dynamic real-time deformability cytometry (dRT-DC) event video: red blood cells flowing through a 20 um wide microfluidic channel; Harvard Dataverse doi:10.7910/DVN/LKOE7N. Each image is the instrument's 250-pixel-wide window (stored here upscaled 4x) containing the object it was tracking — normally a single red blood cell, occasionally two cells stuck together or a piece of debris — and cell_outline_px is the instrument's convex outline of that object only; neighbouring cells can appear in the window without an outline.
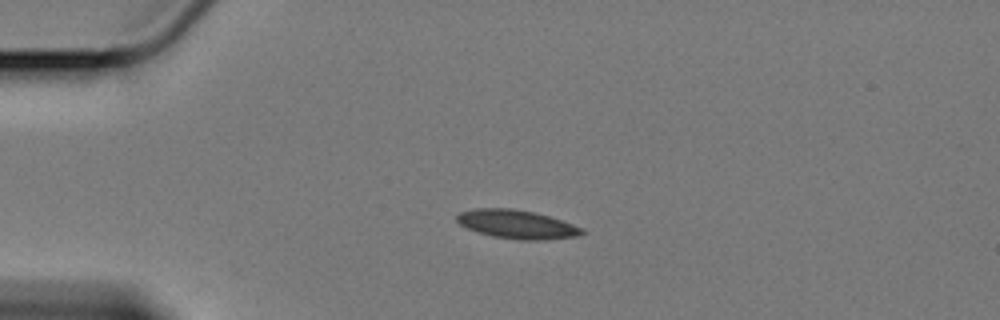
{"species": "Egyptian fruit bat (a non-hibernating species)", "species_latin": "Rousettus aegyptiacus", "temperature_condition": "cold", "stored_images_in_passage": 46, "camera_frame_rate_fps": 3000, "um_per_image_px": 0.085, "animal": {"sex": "female"}, "frame": {"image": 1, "passage_image": 1, "time_ms": 0.0, "image_size_px": [1000, 320], "cell_outline_px": [[588, 232], [576, 236], [544, 240], [520, 240], [492, 236], [468, 228], [460, 224], [456, 220], [456, 216], [460, 212], [476, 208], [512, 208], [532, 212], [548, 216], [584, 228]], "centroid_in_image_um": [43.95, 19.07], "position_along_channel_um": 41.0, "area_um2": 20.75}}
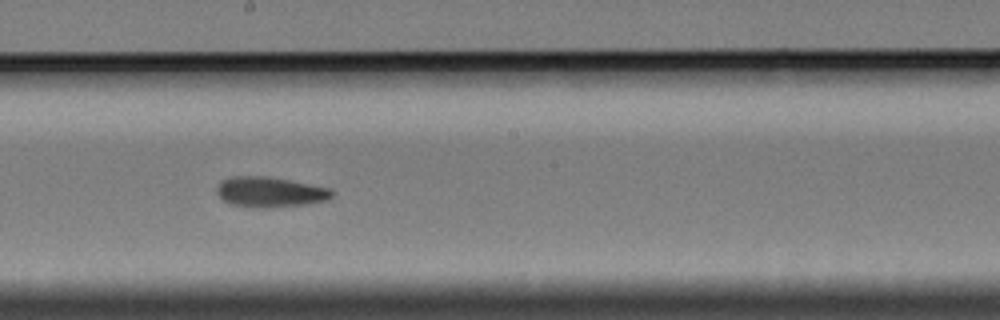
{"frame": {"image": 2, "passage_image": 20, "time_ms": 6.333, "image_size_px": [1000, 320], "cell_outline_px": [[332, 196], [328, 200], [308, 204], [272, 208], [252, 208], [228, 204], [216, 192], [216, 188], [224, 180], [232, 176], [264, 176], [288, 180], [332, 188]], "centroid_in_image_um": [22.96, 16.34], "position_along_channel_um": 225.2, "area_um2": 20.46}}
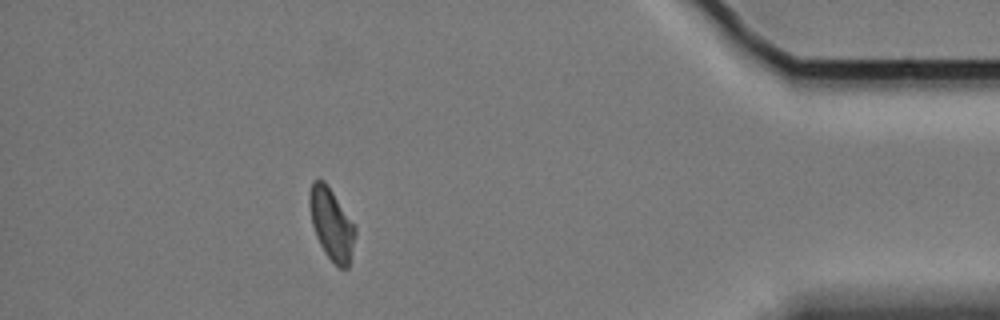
{"frame": {"image": 3, "passage_image": 40, "time_ms": 13.0, "image_size_px": [1000, 320], "cell_outline_px": [[356, 232], [348, 268], [340, 268], [324, 252], [316, 236], [312, 224], [308, 200], [308, 196], [312, 180], [324, 180], [356, 228]], "centroid_in_image_um": [28.15, 19.04], "position_along_channel_um": 407.1, "area_um2": 18.67}, "authors_computed_cell_mechanics": {"area_um2": 19.7676, "velocity_mm_per_s": 3.373, "shape_relaxation_time_tau1_ms": 7.3673, "shape_relaxation_time_tau2_ms": 5.2184, "deformation_change_tau1": 0.1519, "deformation_change_tau2": 0.1137}}